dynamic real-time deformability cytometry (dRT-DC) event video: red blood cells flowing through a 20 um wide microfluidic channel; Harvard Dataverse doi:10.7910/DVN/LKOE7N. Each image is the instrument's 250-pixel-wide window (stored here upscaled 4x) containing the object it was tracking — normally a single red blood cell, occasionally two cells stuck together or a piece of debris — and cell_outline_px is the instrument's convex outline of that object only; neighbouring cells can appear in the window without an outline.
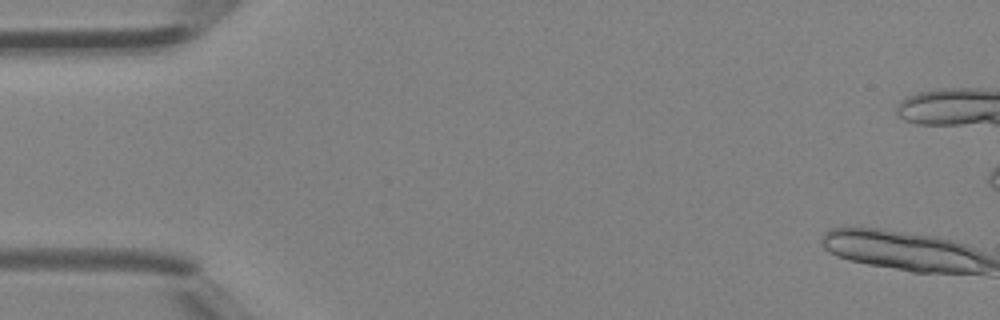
{"species": "Egyptian fruit bat (a non-hibernating species)", "species_latin": "Rousettus aegyptiacus", "temperature_condition": "room temperature", "stored_images_in_passage": 11, "camera_frame_rate_fps": 3000, "um_per_image_px": 0.085, "animal": {"sex": "female"}, "frame": {"image": 1, "passage_image": 2, "time_ms": 0.333, "image_size_px": [1000, 320], "cell_outline_px": [[976, 256], [972, 272], [948, 272], [904, 268], [856, 260], [844, 256], [840, 232], [872, 232], [924, 240], [944, 244], [968, 252]], "centroid_in_image_um": [76.98, 21.46], "position_along_channel_um": 8.0, "area_um2": 26.65}}